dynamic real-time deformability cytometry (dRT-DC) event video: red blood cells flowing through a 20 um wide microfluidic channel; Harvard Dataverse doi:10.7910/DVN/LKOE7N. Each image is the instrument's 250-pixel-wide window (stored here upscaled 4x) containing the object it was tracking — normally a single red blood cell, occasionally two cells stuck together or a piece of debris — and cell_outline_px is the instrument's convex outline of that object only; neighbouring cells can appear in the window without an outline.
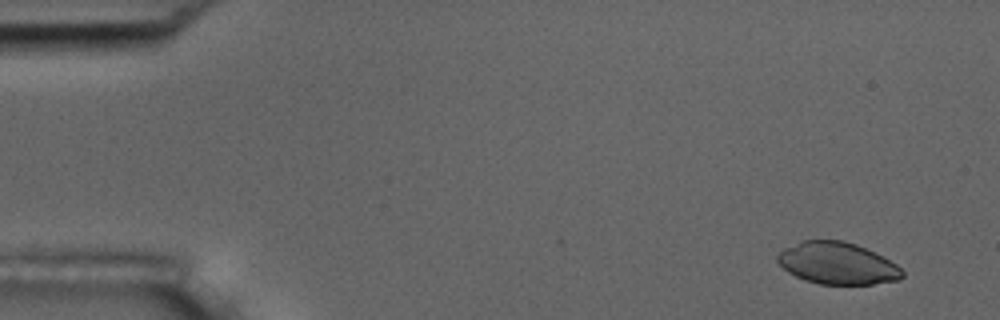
{"species": "common noctule bat (a hibernating species)", "species_latin": "Nyctalus noctula", "temperature_condition": "room temperature", "stored_images_in_passage": 7, "camera_frame_rate_fps": 3000, "um_per_image_px": 0.085, "animal": {"sex": "male", "body_mass_g": 17.5, "forearm_length_mm": 52.3}, "frame": {"image": 1, "passage_image": 1, "time_ms": 0.0, "image_size_px": [1000, 320], "cell_outline_px": [[904, 276], [900, 280], [872, 284], [820, 284], [804, 280], [788, 272], [776, 260], [776, 256], [784, 248], [800, 240], [844, 240], [856, 244], [896, 264], [904, 272]], "centroid_in_image_um": [71.15, 22.38], "position_along_channel_um": 13.9, "area_um2": 30.4}}